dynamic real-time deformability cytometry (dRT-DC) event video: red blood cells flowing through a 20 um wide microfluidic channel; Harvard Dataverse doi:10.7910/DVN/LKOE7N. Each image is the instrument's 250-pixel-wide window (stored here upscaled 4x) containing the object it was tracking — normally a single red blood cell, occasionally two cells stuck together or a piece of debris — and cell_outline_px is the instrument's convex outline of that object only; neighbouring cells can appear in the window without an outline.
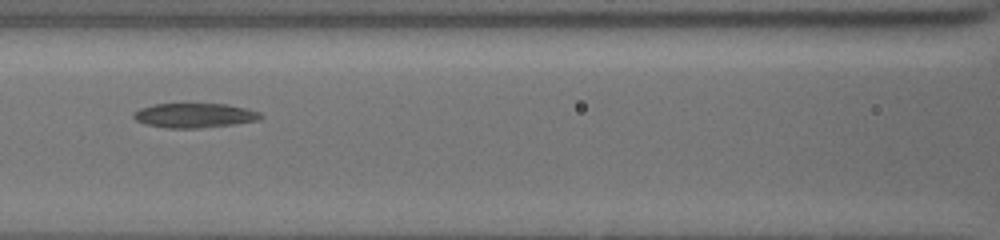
{"species": "common noctule bat (a hibernating species)", "species_latin": "Nyctalus noctula", "temperature_condition": "cold", "stored_images_in_passage": 8, "camera_frame_rate_fps": 3000, "um_per_image_px": 0.085, "animal": {"sex": "female", "body_mass_g": 19.5, "forearm_length_mm": 54.1}, "frame": {"image": 1, "passage_image": 4, "time_ms": 2.333, "image_size_px": [1000, 240], "cell_outline_px": [[264, 116], [260, 120], [232, 124], [200, 128], [168, 128], [144, 124], [136, 120], [132, 116], [132, 112], [140, 108], [152, 104], [184, 100], [228, 104], [248, 108], [260, 112]], "centroid_in_image_um": [16.5, 9.74], "position_along_channel_um": 150.1, "area_um2": 19.42}}